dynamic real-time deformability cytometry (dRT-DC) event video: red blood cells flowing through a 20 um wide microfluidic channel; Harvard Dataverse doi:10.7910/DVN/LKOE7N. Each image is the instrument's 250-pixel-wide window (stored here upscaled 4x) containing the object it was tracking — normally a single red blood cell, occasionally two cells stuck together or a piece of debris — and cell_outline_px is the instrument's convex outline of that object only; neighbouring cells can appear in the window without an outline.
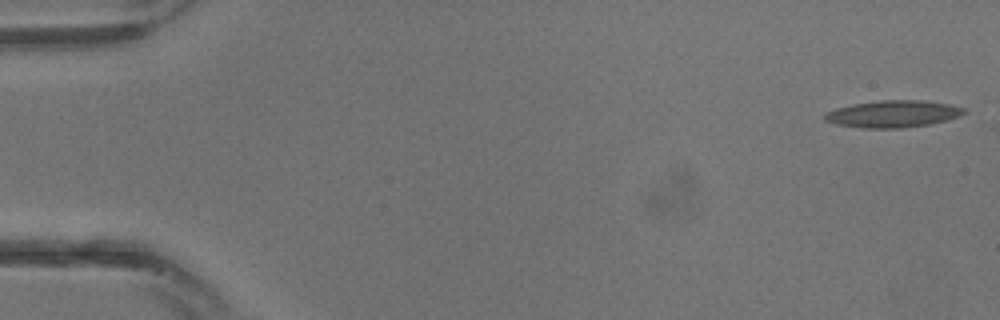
{"species": "common noctule bat (a hibernating species)", "species_latin": "Nyctalus noctula", "temperature_condition": "warm", "stored_images_in_passage": 12, "camera_frame_rate_fps": 3000, "um_per_image_px": 0.085, "animal": {"sex": "male", "body_mass_g": 13.3}, "frame": {"image": 1, "passage_image": 1, "time_ms": 0.0, "image_size_px": [1000, 320], "cell_outline_px": [[968, 112], [960, 116], [948, 120], [928, 124], [904, 128], [864, 128], [836, 124], [824, 120], [824, 112], [836, 108], [852, 104], [880, 100], [924, 100], [948, 104], [964, 108]], "centroid_in_image_um": [75.91, 9.68], "position_along_channel_um": 9.1, "area_um2": 22.02}}
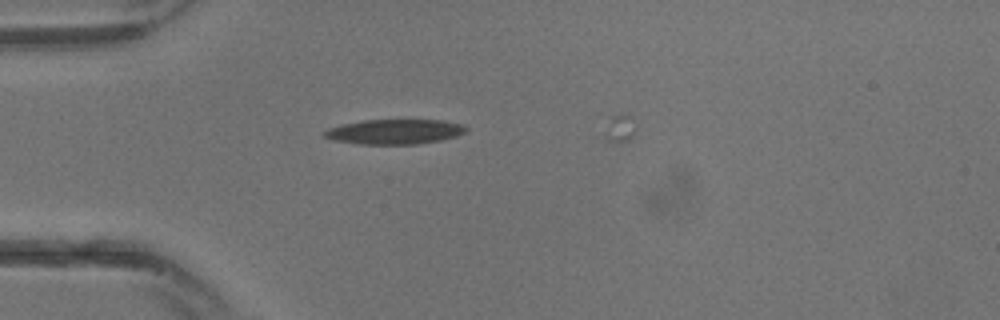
{"frame": {"image": 2, "passage_image": 9, "time_ms": 2.667, "image_size_px": [1000, 320], "cell_outline_px": [[468, 128], [464, 132], [456, 136], [440, 140], [416, 144], [360, 144], [332, 140], [324, 136], [320, 132], [328, 128], [340, 124], [364, 120], [440, 120], [464, 124]], "centroid_in_image_um": [33.49, 11.19], "position_along_channel_um": 51.5, "area_um2": 20.63}}